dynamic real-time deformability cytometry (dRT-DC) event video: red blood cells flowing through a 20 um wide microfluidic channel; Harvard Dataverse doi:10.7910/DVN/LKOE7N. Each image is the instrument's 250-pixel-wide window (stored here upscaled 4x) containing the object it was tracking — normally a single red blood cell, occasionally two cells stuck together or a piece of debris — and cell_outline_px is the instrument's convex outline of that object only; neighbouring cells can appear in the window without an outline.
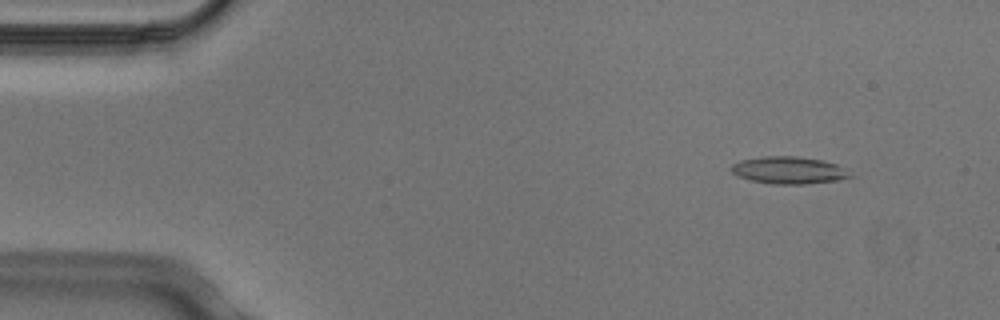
{"species": "Egyptian fruit bat (a non-hibernating species)", "species_latin": "Rousettus aegyptiacus", "temperature_condition": "cold", "stored_images_in_passage": 5, "camera_frame_rate_fps": 3000, "um_per_image_px": 0.085, "animal": {"sex": "male"}, "frame": {"image": 1, "passage_image": 2, "time_ms": 0.333, "image_size_px": [1000, 320], "cell_outline_px": [[856, 176], [836, 180], [804, 184], [772, 184], [752, 180], [736, 176], [732, 172], [732, 164], [740, 160], [764, 156], [796, 156], [824, 160], [836, 164]], "centroid_in_image_um": [67.05, 14.46], "position_along_channel_um": 17.9, "area_um2": 18.84}}
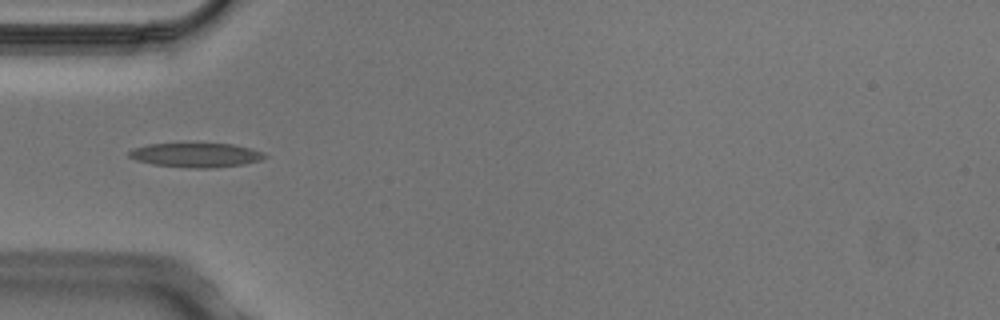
{"frame": {"image": 2, "passage_image": 5, "time_ms": 1.333, "image_size_px": [1000, 320], "cell_outline_px": [[268, 156], [260, 160], [244, 164], [212, 168], [192, 168], [152, 164], [136, 160], [128, 156], [128, 152], [132, 148], [148, 144], [232, 144], [252, 148], [264, 152]], "centroid_in_image_um": [16.67, 13.18], "position_along_channel_um": 68.3, "area_um2": 19.19}}